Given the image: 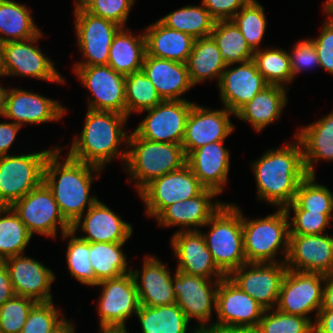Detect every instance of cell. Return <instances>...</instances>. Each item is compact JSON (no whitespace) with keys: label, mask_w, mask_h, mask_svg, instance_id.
<instances>
[{"label":"cell","mask_w":333,"mask_h":333,"mask_svg":"<svg viewBox=\"0 0 333 333\" xmlns=\"http://www.w3.org/2000/svg\"><path fill=\"white\" fill-rule=\"evenodd\" d=\"M36 303L31 298L17 295L7 300L0 307V333H20Z\"/></svg>","instance_id":"cell-48"},{"label":"cell","mask_w":333,"mask_h":333,"mask_svg":"<svg viewBox=\"0 0 333 333\" xmlns=\"http://www.w3.org/2000/svg\"><path fill=\"white\" fill-rule=\"evenodd\" d=\"M30 10L16 0H0V45L28 40L41 32Z\"/></svg>","instance_id":"cell-36"},{"label":"cell","mask_w":333,"mask_h":333,"mask_svg":"<svg viewBox=\"0 0 333 333\" xmlns=\"http://www.w3.org/2000/svg\"><path fill=\"white\" fill-rule=\"evenodd\" d=\"M37 36L24 41H10L0 45V76L35 78L46 82L65 84V77L57 71L55 62L36 45L44 37Z\"/></svg>","instance_id":"cell-7"},{"label":"cell","mask_w":333,"mask_h":333,"mask_svg":"<svg viewBox=\"0 0 333 333\" xmlns=\"http://www.w3.org/2000/svg\"><path fill=\"white\" fill-rule=\"evenodd\" d=\"M234 66V67H232ZM222 106L236 113L268 84L253 60L227 65L216 85Z\"/></svg>","instance_id":"cell-26"},{"label":"cell","mask_w":333,"mask_h":333,"mask_svg":"<svg viewBox=\"0 0 333 333\" xmlns=\"http://www.w3.org/2000/svg\"><path fill=\"white\" fill-rule=\"evenodd\" d=\"M33 236L11 207H0V261L25 254Z\"/></svg>","instance_id":"cell-41"},{"label":"cell","mask_w":333,"mask_h":333,"mask_svg":"<svg viewBox=\"0 0 333 333\" xmlns=\"http://www.w3.org/2000/svg\"><path fill=\"white\" fill-rule=\"evenodd\" d=\"M186 165L181 144L150 141L129 133L125 166L128 183H134L139 194L153 180Z\"/></svg>","instance_id":"cell-4"},{"label":"cell","mask_w":333,"mask_h":333,"mask_svg":"<svg viewBox=\"0 0 333 333\" xmlns=\"http://www.w3.org/2000/svg\"><path fill=\"white\" fill-rule=\"evenodd\" d=\"M323 8L333 16V0H329Z\"/></svg>","instance_id":"cell-62"},{"label":"cell","mask_w":333,"mask_h":333,"mask_svg":"<svg viewBox=\"0 0 333 333\" xmlns=\"http://www.w3.org/2000/svg\"><path fill=\"white\" fill-rule=\"evenodd\" d=\"M205 187L186 164L148 184L139 194L147 218H156L167 206L199 195Z\"/></svg>","instance_id":"cell-13"},{"label":"cell","mask_w":333,"mask_h":333,"mask_svg":"<svg viewBox=\"0 0 333 333\" xmlns=\"http://www.w3.org/2000/svg\"><path fill=\"white\" fill-rule=\"evenodd\" d=\"M142 71L155 86L162 100H188L183 96L194 87L187 65L182 62L156 58L146 53Z\"/></svg>","instance_id":"cell-29"},{"label":"cell","mask_w":333,"mask_h":333,"mask_svg":"<svg viewBox=\"0 0 333 333\" xmlns=\"http://www.w3.org/2000/svg\"><path fill=\"white\" fill-rule=\"evenodd\" d=\"M62 240L68 241L66 248V263L69 276L74 277L80 284L94 287L95 272L90 262V242L81 239L72 230L60 235Z\"/></svg>","instance_id":"cell-43"},{"label":"cell","mask_w":333,"mask_h":333,"mask_svg":"<svg viewBox=\"0 0 333 333\" xmlns=\"http://www.w3.org/2000/svg\"><path fill=\"white\" fill-rule=\"evenodd\" d=\"M325 275L287 270L276 309L308 318L313 324L323 303ZM315 313L313 320L310 316Z\"/></svg>","instance_id":"cell-14"},{"label":"cell","mask_w":333,"mask_h":333,"mask_svg":"<svg viewBox=\"0 0 333 333\" xmlns=\"http://www.w3.org/2000/svg\"><path fill=\"white\" fill-rule=\"evenodd\" d=\"M136 317L142 333H194L195 330L194 326L189 327L191 322L176 303L162 306L140 305Z\"/></svg>","instance_id":"cell-35"},{"label":"cell","mask_w":333,"mask_h":333,"mask_svg":"<svg viewBox=\"0 0 333 333\" xmlns=\"http://www.w3.org/2000/svg\"><path fill=\"white\" fill-rule=\"evenodd\" d=\"M17 296L28 297L36 302L53 301L52 284L56 275L52 269L25 254L3 261Z\"/></svg>","instance_id":"cell-22"},{"label":"cell","mask_w":333,"mask_h":333,"mask_svg":"<svg viewBox=\"0 0 333 333\" xmlns=\"http://www.w3.org/2000/svg\"><path fill=\"white\" fill-rule=\"evenodd\" d=\"M71 230L75 233L81 231L83 235L78 236L90 243H117L128 242L133 233V225L98 199L71 225Z\"/></svg>","instance_id":"cell-24"},{"label":"cell","mask_w":333,"mask_h":333,"mask_svg":"<svg viewBox=\"0 0 333 333\" xmlns=\"http://www.w3.org/2000/svg\"><path fill=\"white\" fill-rule=\"evenodd\" d=\"M85 115L83 129L72 139L67 154L103 170L118 158L125 166L129 138V130L125 128L129 118L116 112L91 109H87Z\"/></svg>","instance_id":"cell-3"},{"label":"cell","mask_w":333,"mask_h":333,"mask_svg":"<svg viewBox=\"0 0 333 333\" xmlns=\"http://www.w3.org/2000/svg\"><path fill=\"white\" fill-rule=\"evenodd\" d=\"M173 274L176 304L183 310L186 318L196 321L194 328L213 325L212 317L213 312L216 313L217 291L221 279L191 276L176 269Z\"/></svg>","instance_id":"cell-12"},{"label":"cell","mask_w":333,"mask_h":333,"mask_svg":"<svg viewBox=\"0 0 333 333\" xmlns=\"http://www.w3.org/2000/svg\"><path fill=\"white\" fill-rule=\"evenodd\" d=\"M55 305L54 301L37 302L30 310L20 333H57L69 319Z\"/></svg>","instance_id":"cell-46"},{"label":"cell","mask_w":333,"mask_h":333,"mask_svg":"<svg viewBox=\"0 0 333 333\" xmlns=\"http://www.w3.org/2000/svg\"><path fill=\"white\" fill-rule=\"evenodd\" d=\"M327 15L322 23L320 34L310 38L319 58L320 68L333 75V16L323 8Z\"/></svg>","instance_id":"cell-52"},{"label":"cell","mask_w":333,"mask_h":333,"mask_svg":"<svg viewBox=\"0 0 333 333\" xmlns=\"http://www.w3.org/2000/svg\"><path fill=\"white\" fill-rule=\"evenodd\" d=\"M57 146L45 160L43 182L52 191L64 219L72 225L99 199L94 193L90 195V190L103 169L68 154L60 160L65 147Z\"/></svg>","instance_id":"cell-1"},{"label":"cell","mask_w":333,"mask_h":333,"mask_svg":"<svg viewBox=\"0 0 333 333\" xmlns=\"http://www.w3.org/2000/svg\"><path fill=\"white\" fill-rule=\"evenodd\" d=\"M15 296L8 269L4 262L0 261V307Z\"/></svg>","instance_id":"cell-55"},{"label":"cell","mask_w":333,"mask_h":333,"mask_svg":"<svg viewBox=\"0 0 333 333\" xmlns=\"http://www.w3.org/2000/svg\"><path fill=\"white\" fill-rule=\"evenodd\" d=\"M125 100L128 118L133 112L141 113L155 107L162 101L155 86L142 70L126 75Z\"/></svg>","instance_id":"cell-44"},{"label":"cell","mask_w":333,"mask_h":333,"mask_svg":"<svg viewBox=\"0 0 333 333\" xmlns=\"http://www.w3.org/2000/svg\"><path fill=\"white\" fill-rule=\"evenodd\" d=\"M284 210H307L333 214V192L316 175H307L298 185L294 201Z\"/></svg>","instance_id":"cell-42"},{"label":"cell","mask_w":333,"mask_h":333,"mask_svg":"<svg viewBox=\"0 0 333 333\" xmlns=\"http://www.w3.org/2000/svg\"><path fill=\"white\" fill-rule=\"evenodd\" d=\"M320 310L333 311V273L325 275V283L323 289V303Z\"/></svg>","instance_id":"cell-58"},{"label":"cell","mask_w":333,"mask_h":333,"mask_svg":"<svg viewBox=\"0 0 333 333\" xmlns=\"http://www.w3.org/2000/svg\"><path fill=\"white\" fill-rule=\"evenodd\" d=\"M210 36L218 46L226 65L252 60L254 51L231 20L215 21Z\"/></svg>","instance_id":"cell-39"},{"label":"cell","mask_w":333,"mask_h":333,"mask_svg":"<svg viewBox=\"0 0 333 333\" xmlns=\"http://www.w3.org/2000/svg\"><path fill=\"white\" fill-rule=\"evenodd\" d=\"M289 221V235H319L331 226L333 214L310 212L307 210H285ZM293 211V212H292ZM293 214H292V213ZM292 215V217L290 216Z\"/></svg>","instance_id":"cell-50"},{"label":"cell","mask_w":333,"mask_h":333,"mask_svg":"<svg viewBox=\"0 0 333 333\" xmlns=\"http://www.w3.org/2000/svg\"><path fill=\"white\" fill-rule=\"evenodd\" d=\"M294 136L301 142L307 175H316L315 164L333 162V109L315 122L299 126Z\"/></svg>","instance_id":"cell-31"},{"label":"cell","mask_w":333,"mask_h":333,"mask_svg":"<svg viewBox=\"0 0 333 333\" xmlns=\"http://www.w3.org/2000/svg\"><path fill=\"white\" fill-rule=\"evenodd\" d=\"M288 51L290 58V68L293 74V82L298 74L307 72L309 69L320 68L319 58L315 50L313 41L309 38L300 39Z\"/></svg>","instance_id":"cell-51"},{"label":"cell","mask_w":333,"mask_h":333,"mask_svg":"<svg viewBox=\"0 0 333 333\" xmlns=\"http://www.w3.org/2000/svg\"><path fill=\"white\" fill-rule=\"evenodd\" d=\"M287 270L285 262L245 263L228 277L265 310H269L277 306Z\"/></svg>","instance_id":"cell-16"},{"label":"cell","mask_w":333,"mask_h":333,"mask_svg":"<svg viewBox=\"0 0 333 333\" xmlns=\"http://www.w3.org/2000/svg\"><path fill=\"white\" fill-rule=\"evenodd\" d=\"M145 54L144 30L136 36L129 27H122L111 44L107 65L126 76L142 70Z\"/></svg>","instance_id":"cell-33"},{"label":"cell","mask_w":333,"mask_h":333,"mask_svg":"<svg viewBox=\"0 0 333 333\" xmlns=\"http://www.w3.org/2000/svg\"><path fill=\"white\" fill-rule=\"evenodd\" d=\"M156 255H144L142 270L131 267L140 305L162 306L176 303L173 289V275L167 263Z\"/></svg>","instance_id":"cell-27"},{"label":"cell","mask_w":333,"mask_h":333,"mask_svg":"<svg viewBox=\"0 0 333 333\" xmlns=\"http://www.w3.org/2000/svg\"><path fill=\"white\" fill-rule=\"evenodd\" d=\"M11 208L25 224L29 233L57 238V228L61 235L71 230V225L62 216L52 191L42 182Z\"/></svg>","instance_id":"cell-10"},{"label":"cell","mask_w":333,"mask_h":333,"mask_svg":"<svg viewBox=\"0 0 333 333\" xmlns=\"http://www.w3.org/2000/svg\"><path fill=\"white\" fill-rule=\"evenodd\" d=\"M257 330L258 333H314L313 323L308 318L276 308L264 311Z\"/></svg>","instance_id":"cell-47"},{"label":"cell","mask_w":333,"mask_h":333,"mask_svg":"<svg viewBox=\"0 0 333 333\" xmlns=\"http://www.w3.org/2000/svg\"><path fill=\"white\" fill-rule=\"evenodd\" d=\"M166 27L184 32L194 39L210 36L215 19L202 5H186L158 19Z\"/></svg>","instance_id":"cell-38"},{"label":"cell","mask_w":333,"mask_h":333,"mask_svg":"<svg viewBox=\"0 0 333 333\" xmlns=\"http://www.w3.org/2000/svg\"><path fill=\"white\" fill-rule=\"evenodd\" d=\"M68 112L66 106L59 100L30 90L11 87L3 118L23 127L30 124L59 122Z\"/></svg>","instance_id":"cell-20"},{"label":"cell","mask_w":333,"mask_h":333,"mask_svg":"<svg viewBox=\"0 0 333 333\" xmlns=\"http://www.w3.org/2000/svg\"><path fill=\"white\" fill-rule=\"evenodd\" d=\"M9 87H4L0 84V117L2 118L5 110H6V104H7V95L9 92Z\"/></svg>","instance_id":"cell-60"},{"label":"cell","mask_w":333,"mask_h":333,"mask_svg":"<svg viewBox=\"0 0 333 333\" xmlns=\"http://www.w3.org/2000/svg\"><path fill=\"white\" fill-rule=\"evenodd\" d=\"M125 243H90L89 259L95 272V286L100 281L115 279L131 272V263L123 250Z\"/></svg>","instance_id":"cell-37"},{"label":"cell","mask_w":333,"mask_h":333,"mask_svg":"<svg viewBox=\"0 0 333 333\" xmlns=\"http://www.w3.org/2000/svg\"><path fill=\"white\" fill-rule=\"evenodd\" d=\"M80 84L89 91L87 109L126 115V76L109 65L72 66Z\"/></svg>","instance_id":"cell-11"},{"label":"cell","mask_w":333,"mask_h":333,"mask_svg":"<svg viewBox=\"0 0 333 333\" xmlns=\"http://www.w3.org/2000/svg\"><path fill=\"white\" fill-rule=\"evenodd\" d=\"M264 311L256 300L243 292L228 276L220 280L213 325L257 328Z\"/></svg>","instance_id":"cell-19"},{"label":"cell","mask_w":333,"mask_h":333,"mask_svg":"<svg viewBox=\"0 0 333 333\" xmlns=\"http://www.w3.org/2000/svg\"><path fill=\"white\" fill-rule=\"evenodd\" d=\"M242 208L235 203H224L200 230L217 268L229 276L247 263L244 253Z\"/></svg>","instance_id":"cell-5"},{"label":"cell","mask_w":333,"mask_h":333,"mask_svg":"<svg viewBox=\"0 0 333 333\" xmlns=\"http://www.w3.org/2000/svg\"><path fill=\"white\" fill-rule=\"evenodd\" d=\"M94 287L102 288L96 302L99 325H126L130 317L138 312L140 301L131 272L100 281Z\"/></svg>","instance_id":"cell-17"},{"label":"cell","mask_w":333,"mask_h":333,"mask_svg":"<svg viewBox=\"0 0 333 333\" xmlns=\"http://www.w3.org/2000/svg\"><path fill=\"white\" fill-rule=\"evenodd\" d=\"M146 53L150 56L187 63L195 39L166 27L159 20L145 27Z\"/></svg>","instance_id":"cell-32"},{"label":"cell","mask_w":333,"mask_h":333,"mask_svg":"<svg viewBox=\"0 0 333 333\" xmlns=\"http://www.w3.org/2000/svg\"><path fill=\"white\" fill-rule=\"evenodd\" d=\"M55 147L0 158V207H11L43 182L45 160Z\"/></svg>","instance_id":"cell-8"},{"label":"cell","mask_w":333,"mask_h":333,"mask_svg":"<svg viewBox=\"0 0 333 333\" xmlns=\"http://www.w3.org/2000/svg\"><path fill=\"white\" fill-rule=\"evenodd\" d=\"M74 30L77 46L83 56L74 66L107 65L109 50L117 32V23L90 14L74 0Z\"/></svg>","instance_id":"cell-9"},{"label":"cell","mask_w":333,"mask_h":333,"mask_svg":"<svg viewBox=\"0 0 333 333\" xmlns=\"http://www.w3.org/2000/svg\"><path fill=\"white\" fill-rule=\"evenodd\" d=\"M99 333H129L126 325H99Z\"/></svg>","instance_id":"cell-59"},{"label":"cell","mask_w":333,"mask_h":333,"mask_svg":"<svg viewBox=\"0 0 333 333\" xmlns=\"http://www.w3.org/2000/svg\"><path fill=\"white\" fill-rule=\"evenodd\" d=\"M92 15L113 21L127 27L132 6L136 0H75Z\"/></svg>","instance_id":"cell-49"},{"label":"cell","mask_w":333,"mask_h":333,"mask_svg":"<svg viewBox=\"0 0 333 333\" xmlns=\"http://www.w3.org/2000/svg\"><path fill=\"white\" fill-rule=\"evenodd\" d=\"M288 92L285 87L268 85L243 105L235 117L251 125L256 133H261L282 117L284 108L288 106Z\"/></svg>","instance_id":"cell-30"},{"label":"cell","mask_w":333,"mask_h":333,"mask_svg":"<svg viewBox=\"0 0 333 333\" xmlns=\"http://www.w3.org/2000/svg\"><path fill=\"white\" fill-rule=\"evenodd\" d=\"M73 322L72 319H69V321L57 333H72L76 327Z\"/></svg>","instance_id":"cell-61"},{"label":"cell","mask_w":333,"mask_h":333,"mask_svg":"<svg viewBox=\"0 0 333 333\" xmlns=\"http://www.w3.org/2000/svg\"><path fill=\"white\" fill-rule=\"evenodd\" d=\"M284 208L265 217L250 219L242 211L244 253L247 263L286 262L289 221ZM282 254V258H279ZM279 257H278V256Z\"/></svg>","instance_id":"cell-6"},{"label":"cell","mask_w":333,"mask_h":333,"mask_svg":"<svg viewBox=\"0 0 333 333\" xmlns=\"http://www.w3.org/2000/svg\"><path fill=\"white\" fill-rule=\"evenodd\" d=\"M230 20L239 28L253 51L262 48L261 43L265 37L268 21L261 3L257 0H250Z\"/></svg>","instance_id":"cell-45"},{"label":"cell","mask_w":333,"mask_h":333,"mask_svg":"<svg viewBox=\"0 0 333 333\" xmlns=\"http://www.w3.org/2000/svg\"><path fill=\"white\" fill-rule=\"evenodd\" d=\"M269 148L250 163L259 201L276 208H285L294 201L297 187L307 176L301 142Z\"/></svg>","instance_id":"cell-2"},{"label":"cell","mask_w":333,"mask_h":333,"mask_svg":"<svg viewBox=\"0 0 333 333\" xmlns=\"http://www.w3.org/2000/svg\"><path fill=\"white\" fill-rule=\"evenodd\" d=\"M250 0H201L210 15L217 20H230Z\"/></svg>","instance_id":"cell-53"},{"label":"cell","mask_w":333,"mask_h":333,"mask_svg":"<svg viewBox=\"0 0 333 333\" xmlns=\"http://www.w3.org/2000/svg\"><path fill=\"white\" fill-rule=\"evenodd\" d=\"M314 333H333V311L319 310L313 324Z\"/></svg>","instance_id":"cell-56"},{"label":"cell","mask_w":333,"mask_h":333,"mask_svg":"<svg viewBox=\"0 0 333 333\" xmlns=\"http://www.w3.org/2000/svg\"><path fill=\"white\" fill-rule=\"evenodd\" d=\"M252 60L268 85H278L290 90L288 85L293 82V74L287 50L264 46L254 51Z\"/></svg>","instance_id":"cell-40"},{"label":"cell","mask_w":333,"mask_h":333,"mask_svg":"<svg viewBox=\"0 0 333 333\" xmlns=\"http://www.w3.org/2000/svg\"><path fill=\"white\" fill-rule=\"evenodd\" d=\"M212 109L194 103L187 121L182 147L186 156L193 150L209 143L226 141L235 130L230 117L235 113L226 107Z\"/></svg>","instance_id":"cell-18"},{"label":"cell","mask_w":333,"mask_h":333,"mask_svg":"<svg viewBox=\"0 0 333 333\" xmlns=\"http://www.w3.org/2000/svg\"><path fill=\"white\" fill-rule=\"evenodd\" d=\"M328 1H329V0H325V2H323L322 7H323Z\"/></svg>","instance_id":"cell-63"},{"label":"cell","mask_w":333,"mask_h":333,"mask_svg":"<svg viewBox=\"0 0 333 333\" xmlns=\"http://www.w3.org/2000/svg\"><path fill=\"white\" fill-rule=\"evenodd\" d=\"M289 270L333 273V234L289 235V250L286 259Z\"/></svg>","instance_id":"cell-21"},{"label":"cell","mask_w":333,"mask_h":333,"mask_svg":"<svg viewBox=\"0 0 333 333\" xmlns=\"http://www.w3.org/2000/svg\"><path fill=\"white\" fill-rule=\"evenodd\" d=\"M22 129L21 125L15 124L7 120L0 122V158L9 155L10 148H12L16 141L17 134Z\"/></svg>","instance_id":"cell-54"},{"label":"cell","mask_w":333,"mask_h":333,"mask_svg":"<svg viewBox=\"0 0 333 333\" xmlns=\"http://www.w3.org/2000/svg\"><path fill=\"white\" fill-rule=\"evenodd\" d=\"M193 105L190 99L162 100L155 107L141 112L147 114L133 131L150 141L182 144Z\"/></svg>","instance_id":"cell-15"},{"label":"cell","mask_w":333,"mask_h":333,"mask_svg":"<svg viewBox=\"0 0 333 333\" xmlns=\"http://www.w3.org/2000/svg\"><path fill=\"white\" fill-rule=\"evenodd\" d=\"M216 191L205 188L199 195L167 206L156 218L158 226L179 227L177 231L201 230L225 203Z\"/></svg>","instance_id":"cell-25"},{"label":"cell","mask_w":333,"mask_h":333,"mask_svg":"<svg viewBox=\"0 0 333 333\" xmlns=\"http://www.w3.org/2000/svg\"><path fill=\"white\" fill-rule=\"evenodd\" d=\"M194 333H258L257 328L207 325L195 327Z\"/></svg>","instance_id":"cell-57"},{"label":"cell","mask_w":333,"mask_h":333,"mask_svg":"<svg viewBox=\"0 0 333 333\" xmlns=\"http://www.w3.org/2000/svg\"><path fill=\"white\" fill-rule=\"evenodd\" d=\"M170 246L173 251L172 256L177 259L176 270L207 279L225 277L214 263L200 230L174 232L170 239Z\"/></svg>","instance_id":"cell-23"},{"label":"cell","mask_w":333,"mask_h":333,"mask_svg":"<svg viewBox=\"0 0 333 333\" xmlns=\"http://www.w3.org/2000/svg\"><path fill=\"white\" fill-rule=\"evenodd\" d=\"M224 143L225 141H218L206 144L186 156V164L200 183L219 195L228 184L231 167V153L227 147L225 148Z\"/></svg>","instance_id":"cell-28"},{"label":"cell","mask_w":333,"mask_h":333,"mask_svg":"<svg viewBox=\"0 0 333 333\" xmlns=\"http://www.w3.org/2000/svg\"><path fill=\"white\" fill-rule=\"evenodd\" d=\"M186 65L193 86L208 80L218 83L227 66L211 36L195 39Z\"/></svg>","instance_id":"cell-34"}]
</instances>
